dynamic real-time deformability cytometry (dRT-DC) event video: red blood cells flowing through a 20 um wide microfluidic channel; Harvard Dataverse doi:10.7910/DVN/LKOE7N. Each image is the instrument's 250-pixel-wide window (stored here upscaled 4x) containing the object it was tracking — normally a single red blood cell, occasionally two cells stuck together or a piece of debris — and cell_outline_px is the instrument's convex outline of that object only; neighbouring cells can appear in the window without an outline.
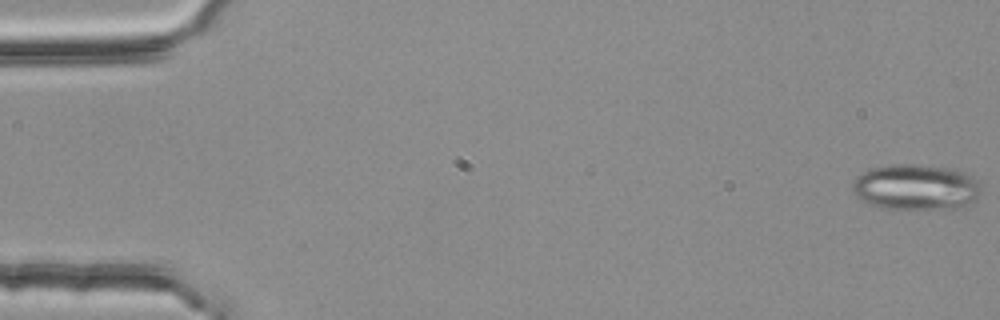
{"species": "common noctule bat (a hibernating species)", "species_latin": "Nyctalus noctula", "temperature_condition": "room temperature", "stored_images_in_passage": 54, "camera_frame_rate_fps": 3000, "um_per_image_px": 0.085, "animal": {"sex": "female", "body_mass_g": 25.1}, "frame": {"image": 1, "passage_image": 1, "time_ms": 0.0, "image_size_px": [1000, 320], "cell_outline_px": [[984, 188], [980, 196], [976, 200], [964, 208], [888, 208], [868, 204], [860, 200], [852, 192], [852, 184], [856, 176], [872, 168], [888, 164], [920, 164], [944, 168], [964, 172], [972, 176]], "centroid_in_image_um": [77.88, 15.91], "position_along_channel_um": 7.1, "area_um2": 34.56}}
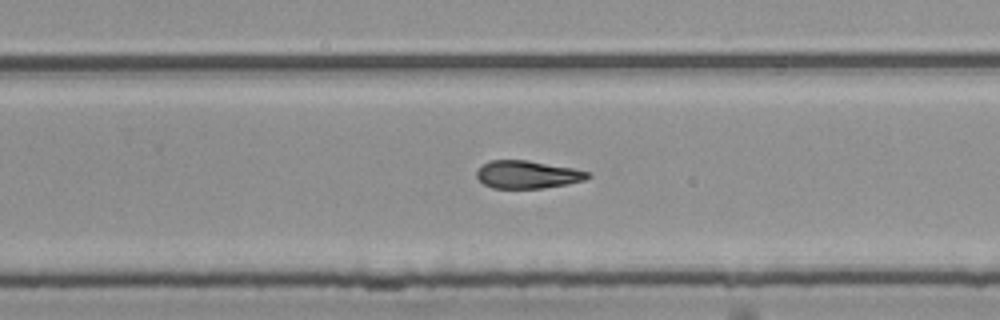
{"frame": {"image": 2, "passage_image": 35, "time_ms": 11.333, "image_size_px": [1000, 320], "cell_outline_px": [[592, 176], [584, 180], [568, 184], [540, 188], [492, 188], [484, 184], [476, 176], [476, 172], [488, 160], [528, 160], [572, 168], [588, 172]], "centroid_in_image_um": [44.83, 14.83], "position_along_channel_um": 285.0, "area_um2": 17.86}}
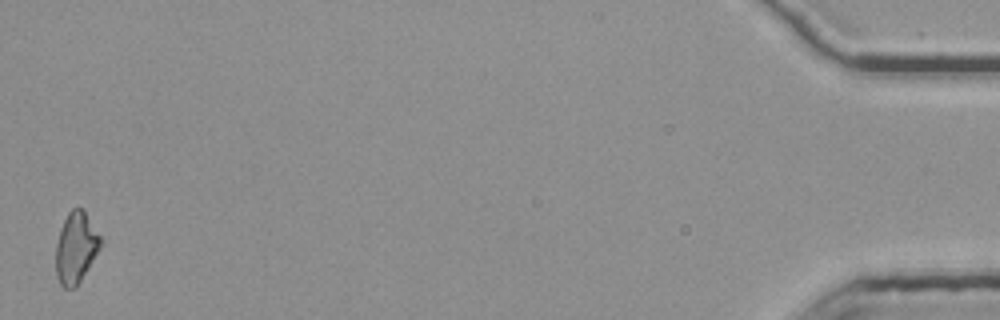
{"frame": {"image": 3, "passage_image": 54, "time_ms": 17.667, "image_size_px": [1000, 320], "cell_outline_px": [[100, 248], [76, 288], [64, 288], [60, 284], [56, 276], [56, 244], [64, 220], [68, 212], [72, 208], [80, 208], [84, 212], [100, 236]], "centroid_in_image_um": [6.43, 21.1], "position_along_channel_um": 428.8, "area_um2": 18.09}, "authors_computed_cell_mechanics": {"area_um2": 19.074, "velocity_mm_per_s": 3.8039, "shape_relaxation_time_tau1_ms": null, "shape_relaxation_time_tau2_ms": 10.4648, "deformation_change_tau1": null, "deformation_change_tau2": 0.2375}}